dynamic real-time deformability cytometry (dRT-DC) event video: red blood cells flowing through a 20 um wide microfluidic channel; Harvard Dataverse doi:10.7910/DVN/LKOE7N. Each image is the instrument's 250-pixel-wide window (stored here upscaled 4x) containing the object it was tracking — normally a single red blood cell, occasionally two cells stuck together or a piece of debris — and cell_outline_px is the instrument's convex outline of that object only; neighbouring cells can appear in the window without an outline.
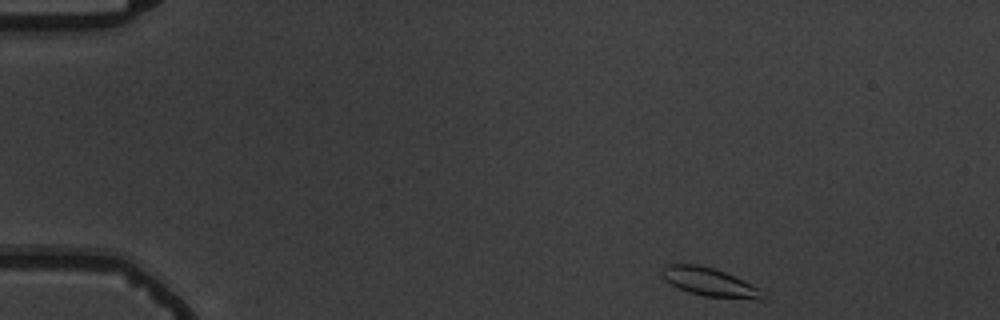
{"species": "common noctule bat (a hibernating species)", "species_latin": "Nyctalus noctula", "temperature_condition": "warm", "stored_images_in_passage": 4, "camera_frame_rate_fps": 3000, "um_per_image_px": 0.085, "animal": {"sex": "male", "body_mass_g": 19.5, "forearm_length_mm": 54.6}, "frame": {"image": 1, "passage_image": 1, "time_ms": 0.0, "image_size_px": [1000, 320], "cell_outline_px": [[768, 296], [760, 300], [704, 296], [688, 292], [664, 280], [660, 272], [660, 268], [668, 264], [696, 264], [712, 268], [724, 272], [764, 292]], "centroid_in_image_um": [60.26, 23.98], "position_along_channel_um": 24.7, "area_um2": 16.42}}
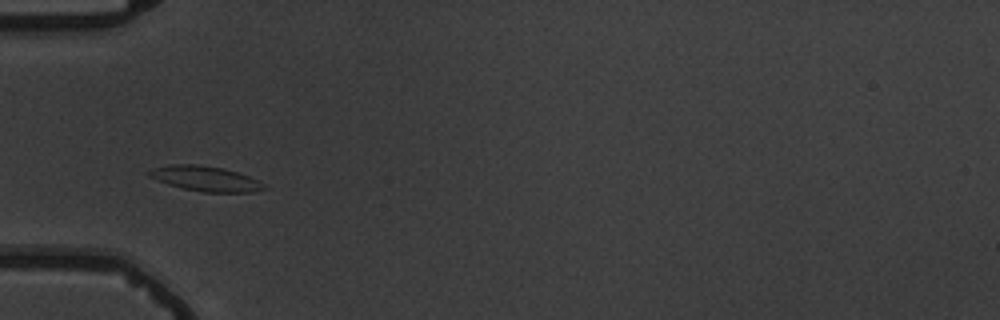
{"frame": {"image": 2, "passage_image": 4, "time_ms": 3.667, "image_size_px": [1000, 320], "cell_outline_px": [[268, 188], [248, 192], [200, 192], [168, 184], [148, 176], [144, 172], [152, 168], [172, 164], [196, 164], [224, 168], [248, 176], [268, 184]], "centroid_in_image_um": [17.46, 15.18], "position_along_channel_um": 67.5, "area_um2": 16.88}}